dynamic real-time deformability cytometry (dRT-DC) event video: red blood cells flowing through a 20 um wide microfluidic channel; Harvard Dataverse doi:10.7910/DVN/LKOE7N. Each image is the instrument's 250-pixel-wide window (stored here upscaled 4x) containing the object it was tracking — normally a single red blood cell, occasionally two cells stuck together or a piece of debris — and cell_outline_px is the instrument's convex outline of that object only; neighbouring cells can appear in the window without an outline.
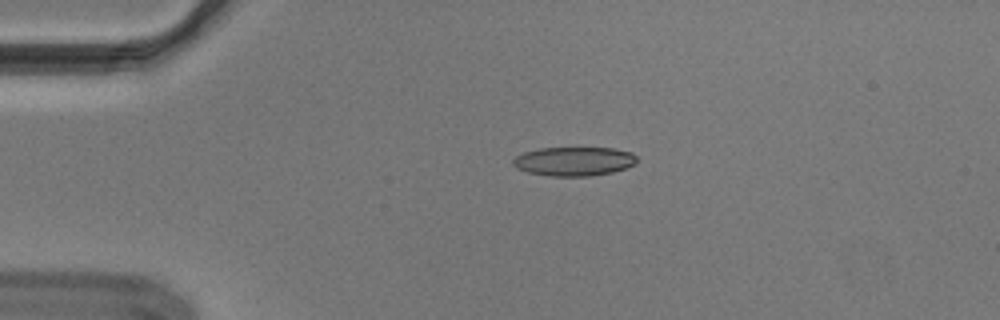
{"species": "Egyptian fruit bat (a non-hibernating species)", "species_latin": "Rousettus aegyptiacus", "temperature_condition": "cold", "stored_images_in_passage": 43, "camera_frame_rate_fps": 3000, "um_per_image_px": 0.085, "animal": {"sex": "male"}, "frame": {"image": 1, "passage_image": 1, "time_ms": 0.0, "image_size_px": [1000, 320], "cell_outline_px": [[636, 160], [632, 164], [624, 168], [612, 172], [592, 176], [548, 176], [528, 172], [516, 168], [512, 164], [512, 160], [516, 156], [524, 152], [540, 148], [612, 148], [632, 152], [636, 156]], "centroid_in_image_um": [48.75, 13.71], "position_along_channel_um": 36.3, "area_um2": 20.87}}
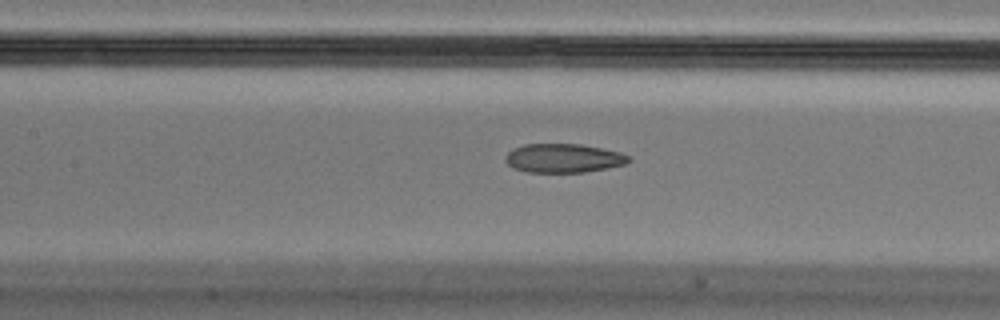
{"frame": {"image": 2, "passage_image": 14, "time_ms": 4.333, "image_size_px": [1000, 320], "cell_outline_px": [[632, 160], [624, 164], [584, 172], [528, 172], [512, 168], [504, 160], [504, 156], [512, 148], [524, 144], [580, 144], [620, 152], [628, 156]], "centroid_in_image_um": [47.83, 13.44], "position_along_channel_um": 159.6, "area_um2": 20.69}}
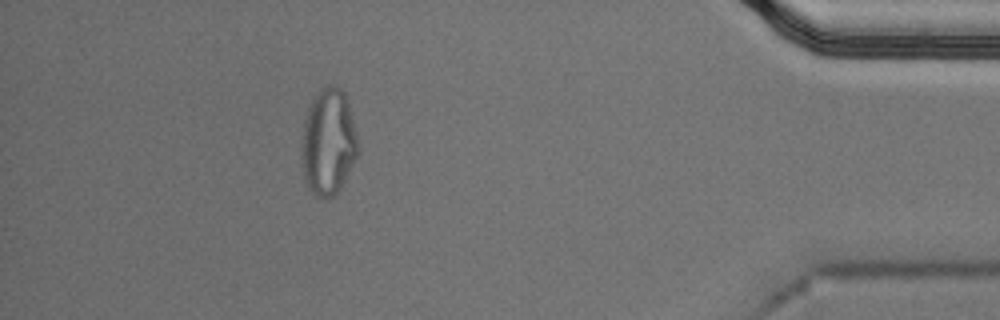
{"frame": {"image": 3, "passage_image": 38, "time_ms": 12.333, "image_size_px": [1000, 320], "cell_outline_px": [[360, 148], [336, 196], [324, 200], [316, 196], [304, 180], [300, 156], [300, 144], [304, 120], [308, 108], [312, 100], [320, 88], [328, 84], [332, 84], [340, 88], [344, 92], [348, 104], [360, 144]], "centroid_in_image_um": [27.88, 12.08], "position_along_channel_um": 407.3, "area_um2": 35.49}, "authors_computed_cell_mechanics": {"area_um2": 22.253, "velocity_mm_per_s": 3.6835, "shape_relaxation_time_tau1_ms": null, "shape_relaxation_time_tau2_ms": 2.2243, "deformation_change_tau1": null, "deformation_change_tau2": 0.0943}}